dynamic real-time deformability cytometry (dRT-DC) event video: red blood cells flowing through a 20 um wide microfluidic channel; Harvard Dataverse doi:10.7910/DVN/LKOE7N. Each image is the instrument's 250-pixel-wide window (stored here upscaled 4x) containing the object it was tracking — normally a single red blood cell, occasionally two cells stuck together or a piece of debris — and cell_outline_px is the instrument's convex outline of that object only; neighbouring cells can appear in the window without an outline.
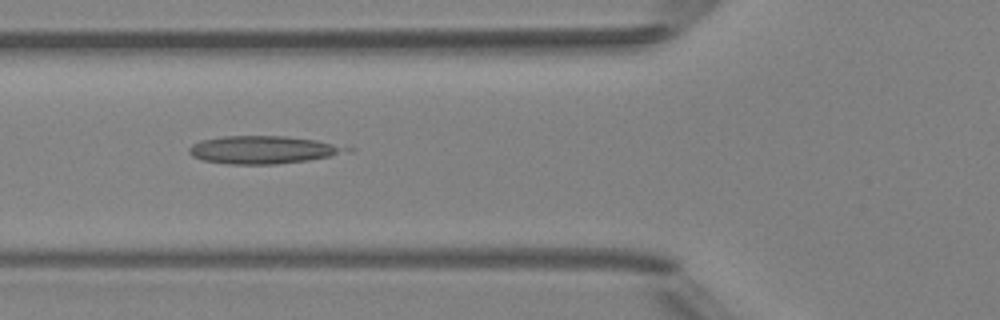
{"species": "Egyptian fruit bat (a non-hibernating species)", "species_latin": "Rousettus aegyptiacus", "temperature_condition": "room temperature", "stored_images_in_passage": 7, "camera_frame_rate_fps": 3000, "um_per_image_px": 0.085, "animal": {"sex": "female"}, "frame": {"image": 1, "passage_image": 6, "time_ms": 5.667, "image_size_px": [1000, 320], "cell_outline_px": [[356, 148], [352, 152], [308, 160], [276, 164], [228, 164], [204, 160], [192, 156], [188, 152], [188, 148], [192, 144], [200, 140], [220, 136], [288, 136], [316, 140]], "centroid_in_image_um": [22.4, 12.72], "position_along_channel_um": 103.4, "area_um2": 25.78}}
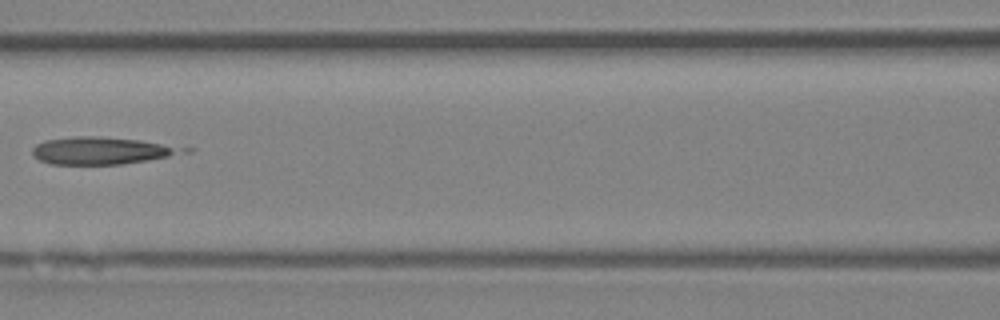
{"frame": {"image": 2, "passage_image": 7, "time_ms": 7.0, "image_size_px": [1000, 320], "cell_outline_px": [[196, 148], [192, 152], [148, 160], [120, 164], [52, 164], [40, 160], [32, 152], [32, 148], [36, 144], [44, 140], [76, 136], [96, 136], [140, 140]], "centroid_in_image_um": [8.76, 12.79], "position_along_channel_um": 157.8, "area_um2": 24.22}}